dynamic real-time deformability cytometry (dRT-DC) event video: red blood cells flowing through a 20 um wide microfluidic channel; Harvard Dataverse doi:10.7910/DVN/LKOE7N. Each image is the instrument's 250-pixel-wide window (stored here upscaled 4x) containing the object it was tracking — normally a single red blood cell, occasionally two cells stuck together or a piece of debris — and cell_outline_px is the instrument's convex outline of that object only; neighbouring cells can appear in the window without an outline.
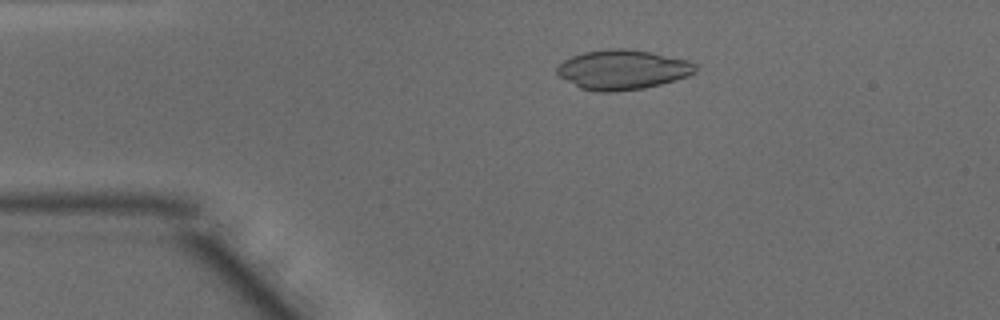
{"species": "common noctule bat (a hibernating species)", "species_latin": "Nyctalus noctula", "temperature_condition": "warm", "stored_images_in_passage": 48, "camera_frame_rate_fps": 3000, "um_per_image_px": 0.085, "animal": {"sex": "male", "body_mass_g": 15.6}, "frame": {"image": 1, "passage_image": 9, "time_ms": 2.667, "image_size_px": [1000, 320], "cell_outline_px": [[696, 72], [688, 76], [676, 80], [644, 88], [616, 92], [596, 92], [580, 88], [560, 76], [556, 72], [556, 68], [564, 60], [572, 56], [584, 52], [612, 48], [624, 48], [652, 52], [688, 60], [696, 64]], "centroid_in_image_um": [52.93, 5.92], "position_along_channel_um": 32.1, "area_um2": 32.08}}
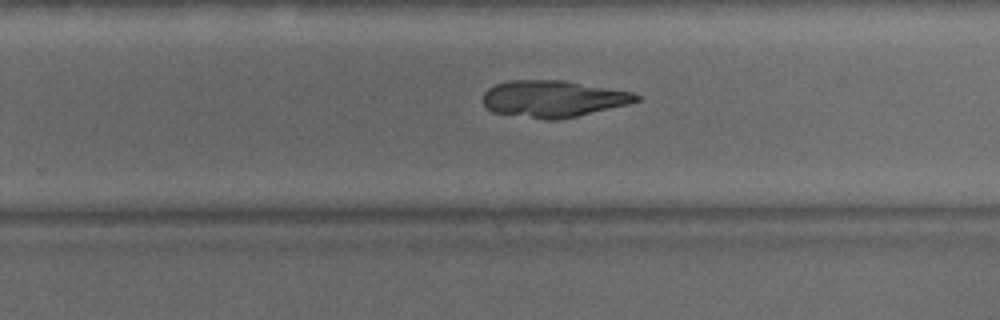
{"frame": {"image": 2, "passage_image": 30, "time_ms": 9.667, "image_size_px": [1000, 320], "cell_outline_px": [[640, 100], [628, 104], [576, 116], [556, 120], [544, 120], [492, 112], [484, 104], [484, 92], [488, 88], [496, 84], [508, 80], [564, 80], [632, 92], [640, 96]], "centroid_in_image_um": [47.0, 8.39], "position_along_channel_um": 282.8, "area_um2": 32.71}}
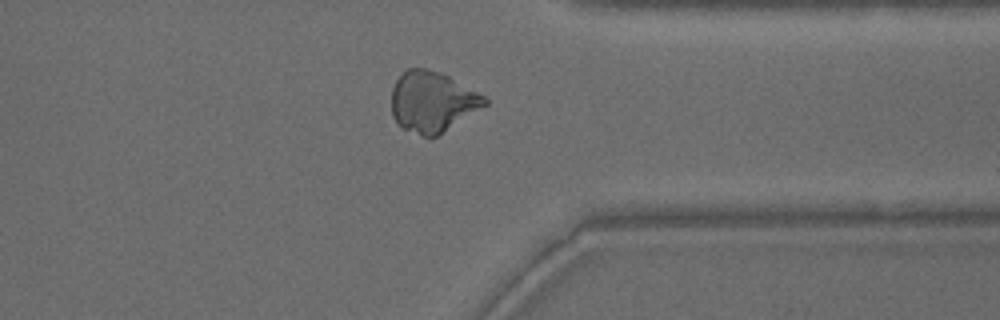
{"frame": {"image": 3, "passage_image": 37, "time_ms": 12.0, "image_size_px": [1000, 320], "cell_outline_px": [[488, 104], [436, 136], [424, 136], [400, 128], [396, 124], [392, 116], [392, 88], [396, 80], [408, 68], [424, 68], [440, 72], [448, 76], [484, 96], [488, 100]], "centroid_in_image_um": [36.71, 8.65], "position_along_channel_um": 374.7, "area_um2": 32.6}}